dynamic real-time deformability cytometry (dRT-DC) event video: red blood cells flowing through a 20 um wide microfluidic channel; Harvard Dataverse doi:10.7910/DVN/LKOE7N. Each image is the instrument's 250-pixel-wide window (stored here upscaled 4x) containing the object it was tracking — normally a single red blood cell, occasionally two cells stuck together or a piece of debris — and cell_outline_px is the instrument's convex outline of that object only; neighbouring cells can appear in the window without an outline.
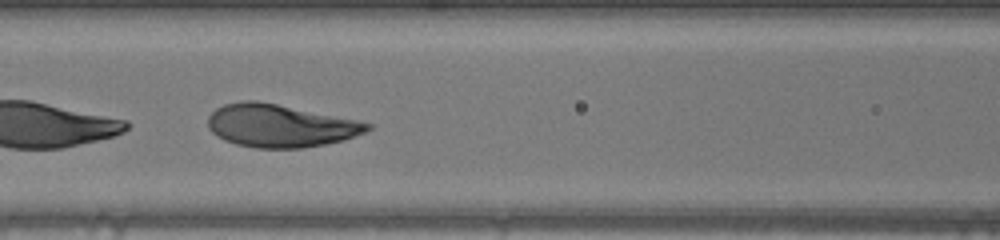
{"species": "human", "species_latin": "Homo sapiens", "temperature_condition": "warm", "stored_images_in_passage": 43, "camera_frame_rate_fps": 3000, "um_per_image_px": 0.085, "donor": {"sex": "male"}, "frame": {"image": 1, "passage_image": 17, "time_ms": 5.333, "image_size_px": [1000, 240], "cell_outline_px": [[372, 128], [364, 132], [344, 140], [324, 144], [300, 148], [256, 148], [236, 144], [224, 140], [216, 136], [208, 128], [208, 116], [216, 108], [224, 104], [240, 100], [256, 100], [356, 120], [372, 124]], "centroid_in_image_um": [23.76, 10.69], "position_along_channel_um": 142.8, "area_um2": 39.54}}
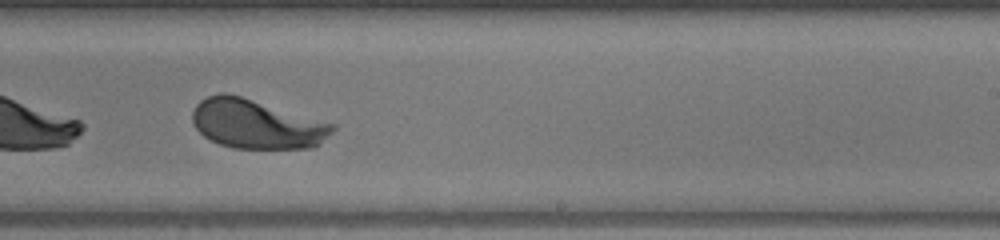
{"frame": {"image": 2, "passage_image": 26, "time_ms": 8.333, "image_size_px": [1000, 240], "cell_outline_px": [[336, 128], [316, 148], [232, 148], [220, 144], [204, 136], [192, 124], [192, 112], [196, 104], [200, 100], [208, 96], [220, 92], [224, 92], [240, 96], [336, 124]], "centroid_in_image_um": [21.8, 10.55], "position_along_channel_um": 267.2, "area_um2": 40.17}}
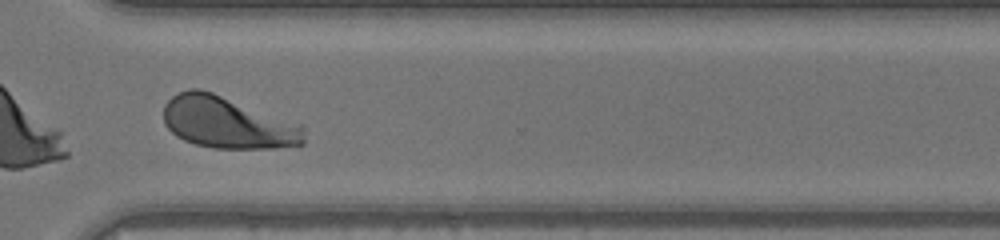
{"frame": {"image": 3, "passage_image": 32, "time_ms": 10.333, "image_size_px": [1000, 240], "cell_outline_px": [[304, 144], [276, 148], [212, 148], [196, 144], [184, 140], [176, 136], [164, 124], [164, 104], [172, 96], [188, 88], [200, 88], [212, 92], [300, 124], [304, 128]], "centroid_in_image_um": [19.31, 10.42], "position_along_channel_um": 351.3, "area_um2": 42.25}}